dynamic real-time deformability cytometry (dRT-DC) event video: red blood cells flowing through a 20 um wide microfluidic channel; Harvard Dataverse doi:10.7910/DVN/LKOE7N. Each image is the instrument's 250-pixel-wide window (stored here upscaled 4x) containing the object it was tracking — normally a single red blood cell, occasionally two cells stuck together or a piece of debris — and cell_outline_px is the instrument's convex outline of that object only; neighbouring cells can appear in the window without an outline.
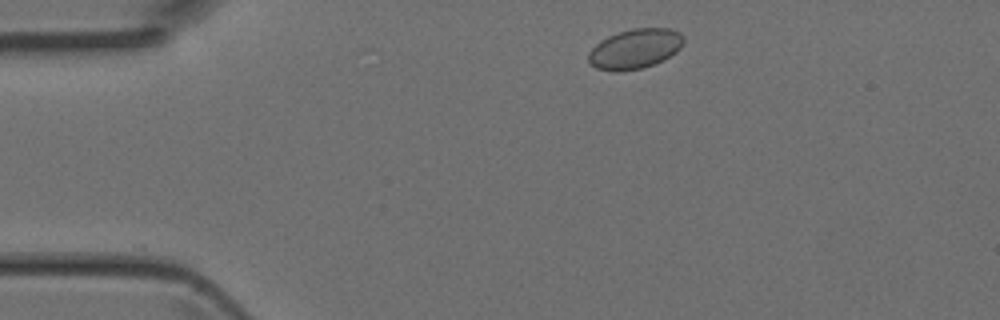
{"species": "Egyptian fruit bat (a non-hibernating species)", "species_latin": "Rousettus aegyptiacus", "temperature_condition": "room temperature", "stored_images_in_passage": 2, "camera_frame_rate_fps": 3000, "um_per_image_px": 0.085, "animal": {"sex": "female"}, "frame": {"image": 1, "passage_image": 1, "time_ms": 0.0, "image_size_px": [1000, 320], "cell_outline_px": [[684, 44], [676, 52], [664, 60], [640, 68], [596, 68], [588, 64], [588, 52], [600, 40], [608, 36], [632, 28], [668, 28], [680, 32], [684, 36]], "centroid_in_image_um": [54.01, 4.09], "position_along_channel_um": 31.0, "area_um2": 21.56}}